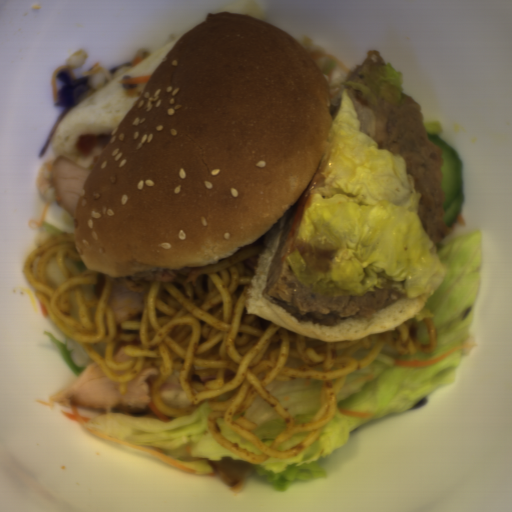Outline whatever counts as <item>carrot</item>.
Masks as SVG:
<instances>
[{"instance_id":"carrot-1","label":"carrot","mask_w":512,"mask_h":512,"mask_svg":"<svg viewBox=\"0 0 512 512\" xmlns=\"http://www.w3.org/2000/svg\"><path fill=\"white\" fill-rule=\"evenodd\" d=\"M68 407H70V406H68ZM60 413H62L63 415H65L69 419H72V420H75L77 422H80L82 424V426L85 428V430L88 432L89 435H92V436H95L97 438H100V439L112 442L114 444L123 446L125 448L133 450V451L138 452L140 454H144V455H148V456H151V457H155V458H157L158 460L162 461L163 463H165L166 465H168L170 467H173V468H175L177 470H180V471L192 474V475H197L194 471H192L188 467H185L183 465H180L178 463L173 462L172 460H170L166 456L158 453L157 451H155L153 449H149V448H145V447H142V446H138V445L130 444V443H127V442H123V441H120V440H117V439H113V438L107 437L105 435H102L100 433H97V432L91 430L90 428H88V426H89L90 421L93 420L92 416H82L79 413L77 407L65 408Z\"/></svg>"},{"instance_id":"carrot-2","label":"carrot","mask_w":512,"mask_h":512,"mask_svg":"<svg viewBox=\"0 0 512 512\" xmlns=\"http://www.w3.org/2000/svg\"><path fill=\"white\" fill-rule=\"evenodd\" d=\"M464 344H459L448 350L447 352L434 357L428 361H404V360H393L394 366H431L463 349Z\"/></svg>"}]
</instances>
